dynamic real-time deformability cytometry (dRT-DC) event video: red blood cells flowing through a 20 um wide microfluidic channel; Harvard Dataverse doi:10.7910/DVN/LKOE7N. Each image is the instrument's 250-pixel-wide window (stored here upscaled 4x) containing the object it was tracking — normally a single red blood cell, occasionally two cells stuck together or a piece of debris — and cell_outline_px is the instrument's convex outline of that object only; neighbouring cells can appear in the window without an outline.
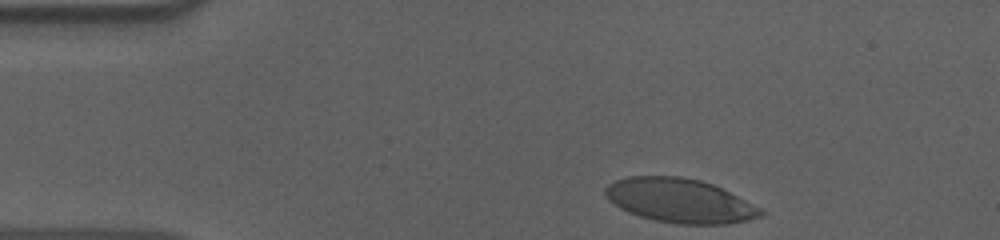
{"species": "human", "species_latin": "Homo sapiens", "temperature_condition": "cold", "stored_images_in_passage": 38, "camera_frame_rate_fps": 3000, "um_per_image_px": 0.085, "donor": {"sex": "male"}, "frame": {"image": 1, "passage_image": 1, "time_ms": 0.0, "image_size_px": [1000, 240], "cell_outline_px": [[764, 216], [748, 220], [728, 224], [676, 224], [652, 220], [628, 212], [620, 208], [608, 200], [604, 196], [604, 188], [608, 184], [616, 180], [628, 176], [680, 176], [700, 180], [712, 184], [760, 208], [764, 212]], "centroid_in_image_um": [57.73, 17.06], "position_along_channel_um": 27.3, "area_um2": 39.94}}
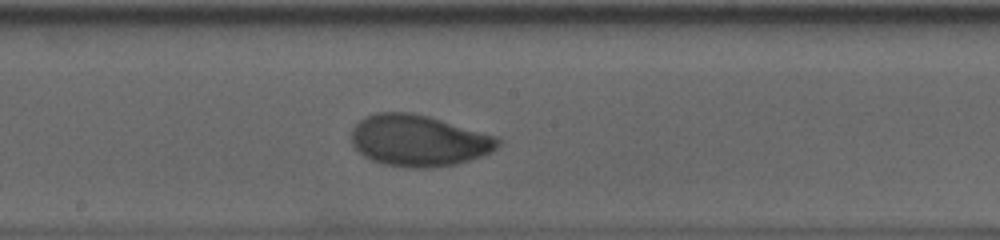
{"frame": {"image": 2, "passage_image": 22, "time_ms": 7.0, "image_size_px": [1000, 240], "cell_outline_px": [[500, 144], [492, 152], [484, 156], [456, 164], [432, 168], [408, 168], [380, 164], [364, 156], [352, 144], [352, 128], [364, 116], [376, 112], [412, 112], [428, 116], [500, 136]], "centroid_in_image_um": [35.62, 11.95], "position_along_channel_um": 212.6, "area_um2": 44.51}}
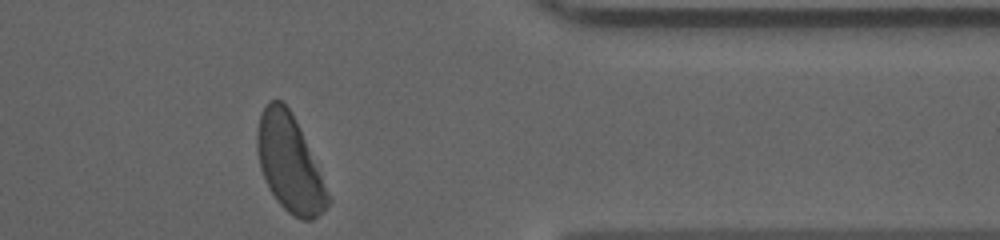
{"frame": {"image": 3, "passage_image": 38, "time_ms": 12.333, "image_size_px": [1000, 240], "cell_outline_px": [[332, 200], [312, 220], [300, 220], [292, 216], [276, 200], [268, 188], [260, 168], [256, 148], [256, 132], [260, 116], [268, 100], [280, 100], [292, 112]], "centroid_in_image_um": [24.58, 13.9], "position_along_channel_um": 386.8, "area_um2": 39.36}, "authors_computed_cell_mechanics": {"area_um2": 42.1651, "velocity_mm_per_s": 3.5832, "shape_relaxation_time_tau1_ms": 3.4659, "shape_relaxation_time_tau2_ms": 0.8295, "deformation_change_tau1": 0.1469, "deformation_change_tau2": 0.0464}}